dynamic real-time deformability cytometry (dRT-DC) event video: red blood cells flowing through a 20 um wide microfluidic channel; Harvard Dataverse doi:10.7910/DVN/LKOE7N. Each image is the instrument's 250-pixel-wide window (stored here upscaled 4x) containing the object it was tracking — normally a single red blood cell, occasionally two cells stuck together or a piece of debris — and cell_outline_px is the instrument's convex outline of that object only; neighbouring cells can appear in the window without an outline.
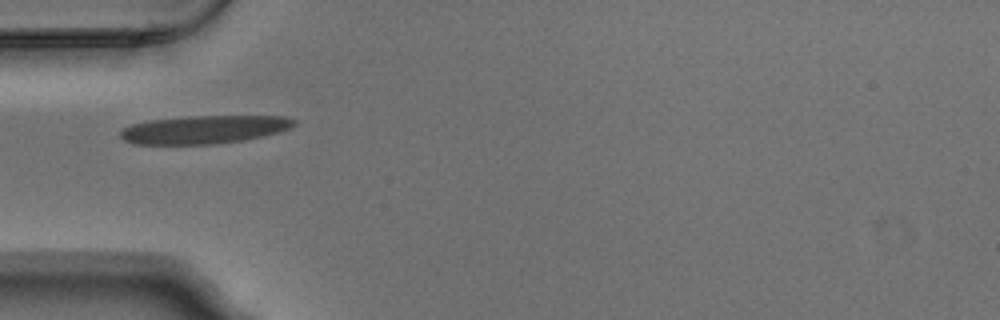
{"species": "Egyptian fruit bat (a non-hibernating species)", "species_latin": "Rousettus aegyptiacus", "temperature_condition": "warm", "stored_images_in_passage": 7, "camera_frame_rate_fps": 3000, "um_per_image_px": 0.085, "animal": {"sex": "male"}, "frame": {"image": 1, "passage_image": 4, "time_ms": 1.0, "image_size_px": [1000, 320], "cell_outline_px": [[296, 124], [288, 128], [264, 136], [244, 140], [216, 144], [132, 144], [124, 140], [120, 136], [120, 132], [124, 128], [132, 124], [148, 120], [188, 116], [284, 116], [296, 120]], "centroid_in_image_um": [17.33, 11.01], "position_along_channel_um": 67.7, "area_um2": 28.5}}
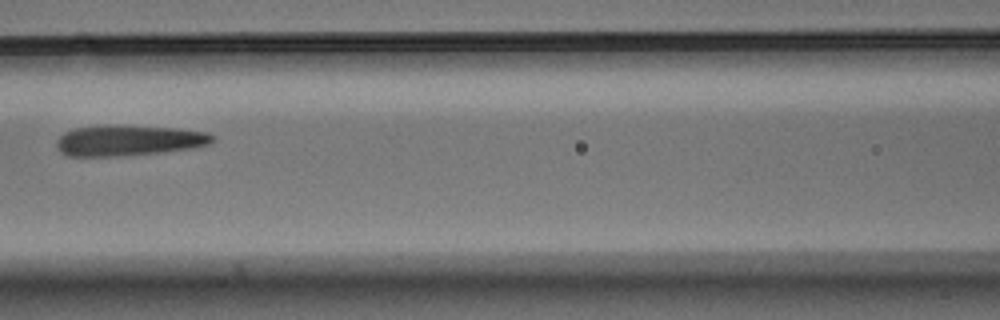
{"frame": {"image": 2, "passage_image": 6, "time_ms": 1.667, "image_size_px": [1000, 320], "cell_outline_px": [[216, 140], [208, 144], [196, 148], [164, 152], [116, 156], [68, 156], [60, 152], [56, 148], [56, 140], [64, 132], [76, 128], [176, 128], [208, 132], [216, 136]], "centroid_in_image_um": [11.0, 11.99], "position_along_channel_um": 155.6, "area_um2": 26.88}}
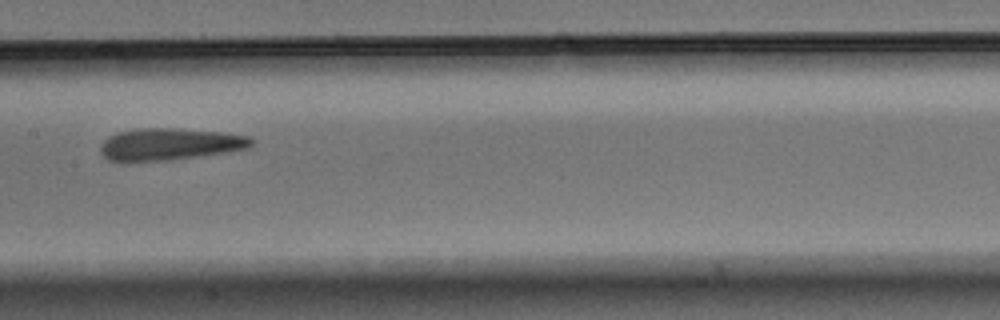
{"frame": {"image": 3, "passage_image": 7, "time_ms": 2.0, "image_size_px": [1000, 320], "cell_outline_px": [[252, 144], [248, 148], [228, 152], [200, 156], [168, 160], [124, 164], [120, 164], [108, 160], [100, 152], [100, 148], [104, 140], [108, 136], [116, 132], [136, 128], [176, 128], [224, 132], [248, 136], [252, 140]], "centroid_in_image_um": [14.33, 12.28], "position_along_channel_um": 193.1, "area_um2": 28.9}}